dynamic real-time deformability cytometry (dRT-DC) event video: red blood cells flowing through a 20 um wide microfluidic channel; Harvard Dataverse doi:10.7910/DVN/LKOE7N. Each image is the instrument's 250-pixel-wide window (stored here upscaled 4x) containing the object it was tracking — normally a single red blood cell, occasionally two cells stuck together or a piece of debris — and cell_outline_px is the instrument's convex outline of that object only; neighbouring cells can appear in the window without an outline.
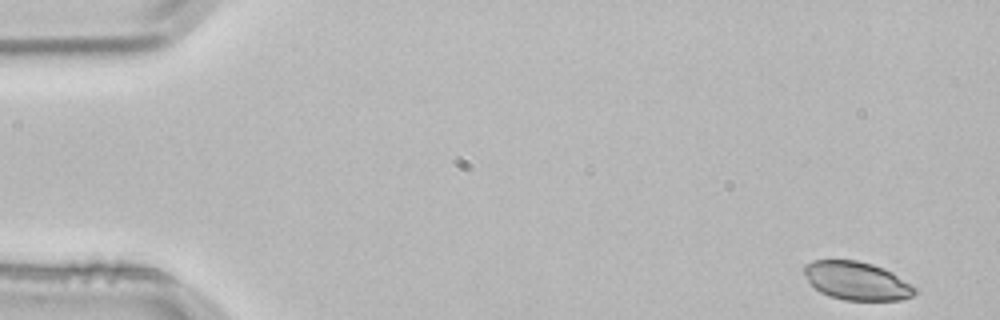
{"species": "common noctule bat (a hibernating species)", "species_latin": "Nyctalus noctula", "temperature_condition": "room temperature", "stored_images_in_passage": 4, "segment_of_instrument_passage": [1, 2], "camera_frame_rate_fps": 3000, "um_per_image_px": 0.085, "animal": {"sex": "male", "body_mass_g": 21.5, "forearm_length_mm": 52.0}, "frame": {"image": 1, "passage_image": 1, "time_ms": 0.0, "image_size_px": [1000, 320], "cell_outline_px": [[920, 288], [912, 296], [900, 300], [844, 300], [828, 296], [820, 292], [808, 280], [804, 272], [804, 264], [812, 260], [856, 260], [872, 264], [884, 268], [892, 272]], "centroid_in_image_um": [72.86, 23.87], "position_along_channel_um": 12.1, "area_um2": 24.91}}
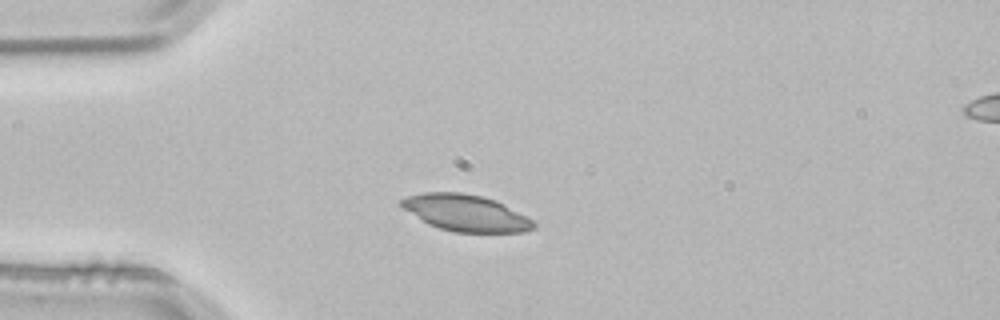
{"frame": {"image": 2, "passage_image": 3, "time_ms": 0.667, "image_size_px": [1000, 320], "cell_outline_px": [[536, 228], [524, 232], [452, 232], [428, 224], [404, 208], [400, 204], [400, 200], [408, 196], [424, 192], [460, 192], [484, 196], [496, 200], [528, 216], [536, 224]], "centroid_in_image_um": [39.64, 18.1], "position_along_channel_um": 45.4, "area_um2": 28.15}}